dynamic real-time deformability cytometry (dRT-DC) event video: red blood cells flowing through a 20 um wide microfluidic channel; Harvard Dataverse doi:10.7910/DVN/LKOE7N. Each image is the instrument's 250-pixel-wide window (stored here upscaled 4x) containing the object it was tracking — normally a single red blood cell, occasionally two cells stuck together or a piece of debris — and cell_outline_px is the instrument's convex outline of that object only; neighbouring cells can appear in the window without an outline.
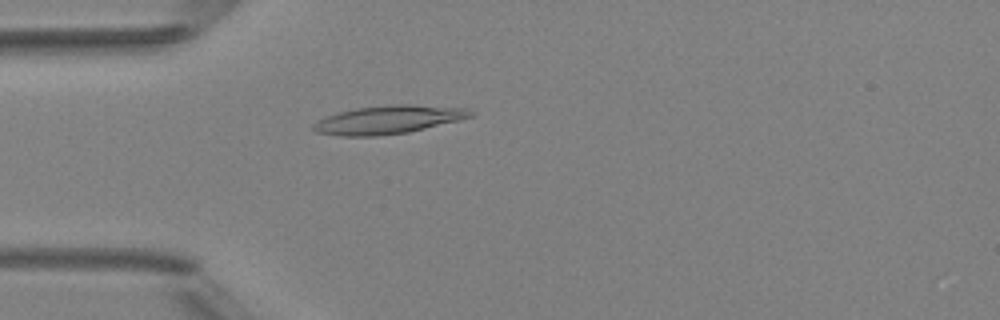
{"species": "Egyptian fruit bat (a non-hibernating species)", "species_latin": "Rousettus aegyptiacus", "temperature_condition": "room temperature", "stored_images_in_passage": 4, "camera_frame_rate_fps": 3000, "um_per_image_px": 0.085, "animal": {"sex": "female"}, "frame": {"image": 1, "passage_image": 4, "time_ms": 3.333, "image_size_px": [1000, 320], "cell_outline_px": [[476, 112], [472, 116], [460, 120], [408, 132], [376, 136], [340, 136], [316, 132], [312, 128], [312, 124], [316, 120], [340, 112], [356, 108], [392, 104], [412, 104], [464, 108]], "centroid_in_image_um": [33.0, 10.17], "position_along_channel_um": 52.0, "area_um2": 25.89}}